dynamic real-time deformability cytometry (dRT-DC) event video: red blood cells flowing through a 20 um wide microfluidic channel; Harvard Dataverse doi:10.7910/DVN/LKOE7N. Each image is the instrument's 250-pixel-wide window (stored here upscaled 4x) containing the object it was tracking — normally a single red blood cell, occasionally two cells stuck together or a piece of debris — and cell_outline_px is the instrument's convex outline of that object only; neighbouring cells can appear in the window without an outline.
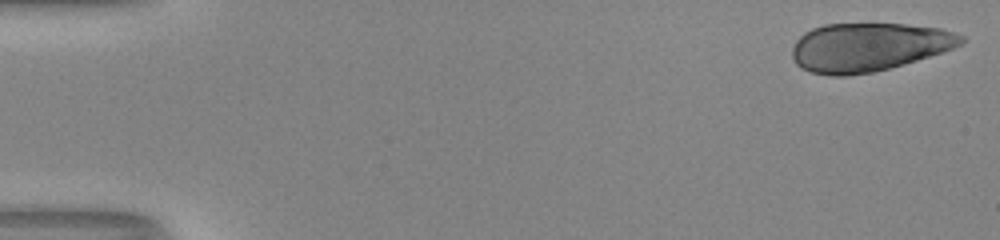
{"species": "human", "species_latin": "Homo sapiens", "temperature_condition": "room temperature", "stored_images_in_passage": 19, "camera_frame_rate_fps": 3000, "um_per_image_px": 0.085, "donor": {"sex": "male"}, "frame": {"image": 1, "passage_image": 1, "time_ms": 0.0, "image_size_px": [1000, 240], "cell_outline_px": [[964, 40], [960, 44], [952, 48], [904, 64], [872, 72], [844, 76], [828, 76], [812, 72], [800, 68], [796, 64], [792, 56], [792, 48], [796, 40], [804, 32], [812, 28], [824, 24], [904, 24], [940, 28], [964, 36]], "centroid_in_image_um": [73.76, 4.0], "position_along_channel_um": 11.2, "area_um2": 47.51}}
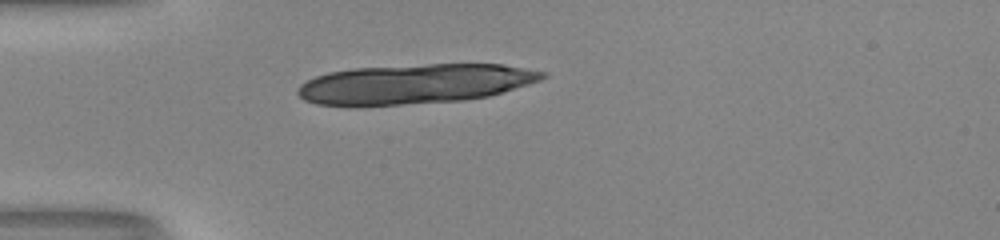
{"frame": {"image": 2, "passage_image": 15, "time_ms": 4.667, "image_size_px": [1000, 240], "cell_outline_px": [[548, 76], [540, 80], [528, 84], [488, 96], [464, 100], [360, 108], [356, 108], [316, 104], [304, 100], [296, 92], [296, 88], [300, 84], [316, 76], [328, 72], [352, 68], [428, 64], [504, 64], [548, 72]], "centroid_in_image_um": [35.17, 7.16], "position_along_channel_um": 49.8, "area_um2": 57.63}}